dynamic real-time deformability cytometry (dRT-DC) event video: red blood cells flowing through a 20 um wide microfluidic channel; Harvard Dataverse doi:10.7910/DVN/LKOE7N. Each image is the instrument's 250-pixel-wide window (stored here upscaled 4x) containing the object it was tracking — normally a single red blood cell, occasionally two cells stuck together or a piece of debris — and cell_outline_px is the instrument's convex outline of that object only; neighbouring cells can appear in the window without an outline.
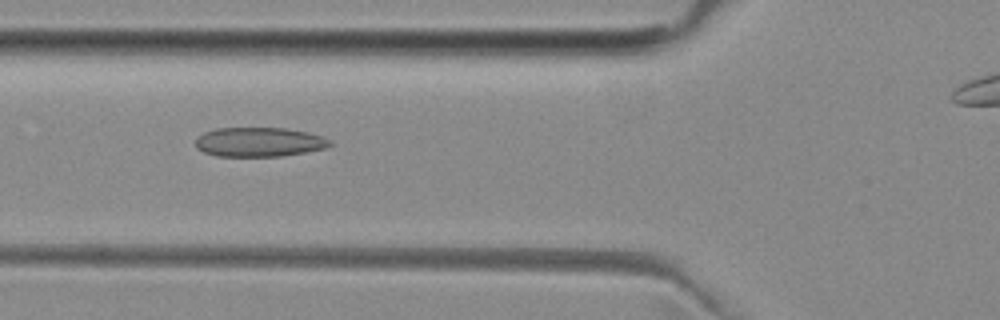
{"species": "common noctule bat (a hibernating species)", "species_latin": "Nyctalus noctula", "temperature_condition": "room temperature", "stored_images_in_passage": 46, "camera_frame_rate_fps": 3000, "um_per_image_px": 0.085, "animal": {"sex": "female", "body_mass_g": 29.2, "forearm_length_mm": 56.3}, "frame": {"image": 1, "passage_image": 19, "time_ms": 6.0, "image_size_px": [1000, 320], "cell_outline_px": [[332, 144], [328, 148], [280, 156], [216, 156], [204, 152], [196, 148], [196, 140], [204, 132], [216, 128], [288, 128], [308, 132], [324, 136], [332, 140]], "centroid_in_image_um": [22.08, 12.07], "position_along_channel_um": 103.7, "area_um2": 23.12}}
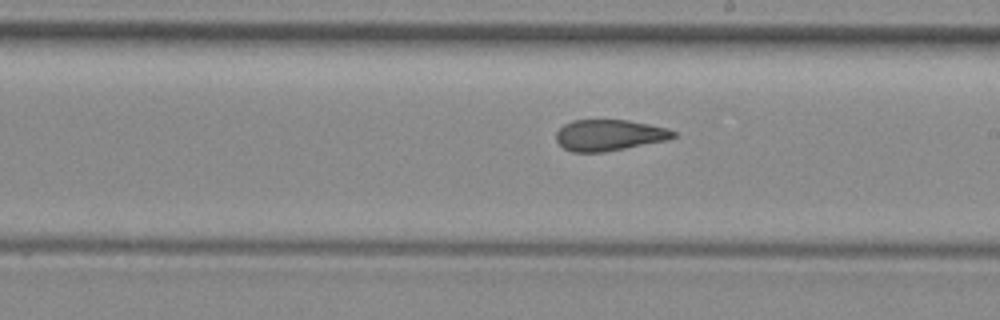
{"frame": {"image": 2, "passage_image": 29, "time_ms": 9.333, "image_size_px": [1000, 320], "cell_outline_px": [[676, 136], [668, 140], [604, 152], [572, 152], [564, 148], [556, 140], [556, 132], [564, 124], [572, 120], [628, 120], [668, 128], [676, 132]], "centroid_in_image_um": [51.78, 11.48], "position_along_channel_um": 237.2, "area_um2": 21.27}}
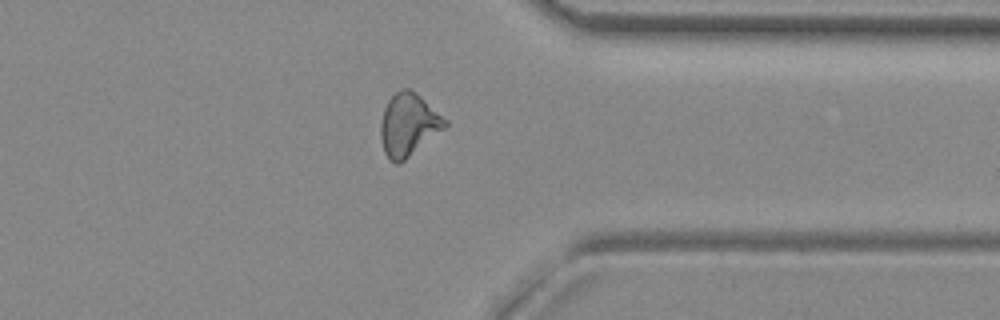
{"frame": {"image": 3, "passage_image": 40, "time_ms": 13.0, "image_size_px": [1000, 320], "cell_outline_px": [[448, 124], [444, 128], [400, 164], [396, 164], [388, 160], [384, 152], [380, 136], [380, 124], [384, 108], [388, 100], [400, 88], [408, 88], [416, 92], [448, 120]], "centroid_in_image_um": [34.7, 10.6], "position_along_channel_um": 376.7, "area_um2": 23.52}, "authors_computed_cell_mechanics": {"area_um2": 22.8888, "velocity_mm_per_s": 3.9984, "shape_relaxation_time_tau1_ms": null, "shape_relaxation_time_tau2_ms": 1.9603, "deformation_change_tau1": null, "deformation_change_tau2": 0.0984}}